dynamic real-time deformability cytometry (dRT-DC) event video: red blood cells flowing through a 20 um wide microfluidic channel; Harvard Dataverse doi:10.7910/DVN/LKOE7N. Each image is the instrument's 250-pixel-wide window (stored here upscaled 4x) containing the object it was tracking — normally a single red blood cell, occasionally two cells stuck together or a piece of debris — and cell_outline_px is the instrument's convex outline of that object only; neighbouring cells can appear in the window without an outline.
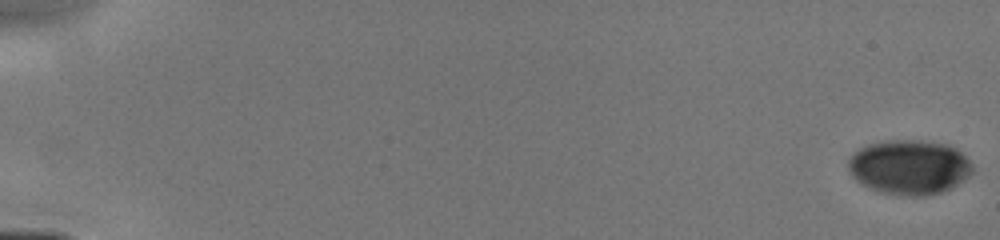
{"species": "human", "species_latin": "Homo sapiens", "temperature_condition": "cold", "stored_images_in_passage": 21, "camera_frame_rate_fps": 3000, "um_per_image_px": 0.085, "donor": {"sex": "male"}, "frame": {"image": 1, "passage_image": 1, "time_ms": 0.0, "image_size_px": [1000, 240], "cell_outline_px": [[972, 172], [964, 180], [940, 192], [924, 196], [896, 196], [880, 192], [860, 184], [848, 172], [848, 160], [860, 148], [868, 144], [888, 140], [920, 140], [948, 144], [956, 148], [972, 164]], "centroid_in_image_um": [77.26, 14.21], "position_along_channel_um": 7.7, "area_um2": 39.65}}
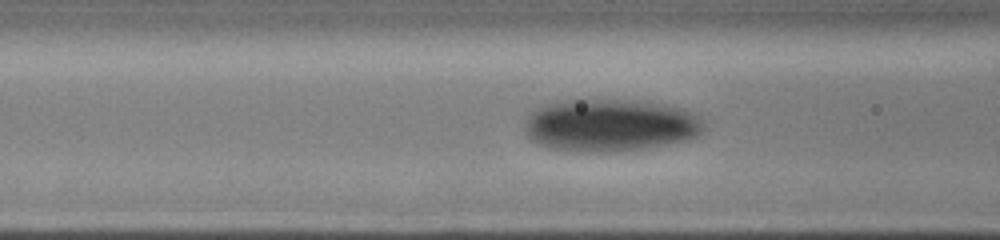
{"frame": {"image": 2, "passage_image": 13, "time_ms": 7.0, "image_size_px": [1000, 240], "cell_outline_px": [[704, 132], [688, 140], [648, 148], [608, 152], [580, 152], [552, 148], [540, 144], [532, 140], [528, 136], [524, 124], [528, 116], [532, 112], [548, 104], [568, 100], [644, 100], [684, 108], [700, 116], [704, 120]], "centroid_in_image_um": [51.95, 10.65], "position_along_channel_um": 114.6, "area_um2": 55.08}}
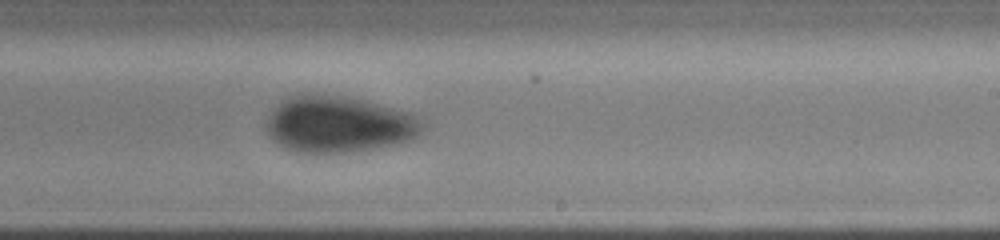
{"frame": {"image": 3, "passage_image": 21, "time_ms": 10.333, "image_size_px": [1000, 240], "cell_outline_px": [[424, 128], [412, 140], [396, 144], [376, 148], [344, 152], [296, 152], [284, 148], [276, 144], [268, 136], [264, 124], [268, 116], [288, 96], [300, 92], [316, 92], [344, 96], [412, 112], [424, 116]], "centroid_in_image_um": [28.79, 10.54], "position_along_channel_um": 260.2, "area_um2": 52.25}}